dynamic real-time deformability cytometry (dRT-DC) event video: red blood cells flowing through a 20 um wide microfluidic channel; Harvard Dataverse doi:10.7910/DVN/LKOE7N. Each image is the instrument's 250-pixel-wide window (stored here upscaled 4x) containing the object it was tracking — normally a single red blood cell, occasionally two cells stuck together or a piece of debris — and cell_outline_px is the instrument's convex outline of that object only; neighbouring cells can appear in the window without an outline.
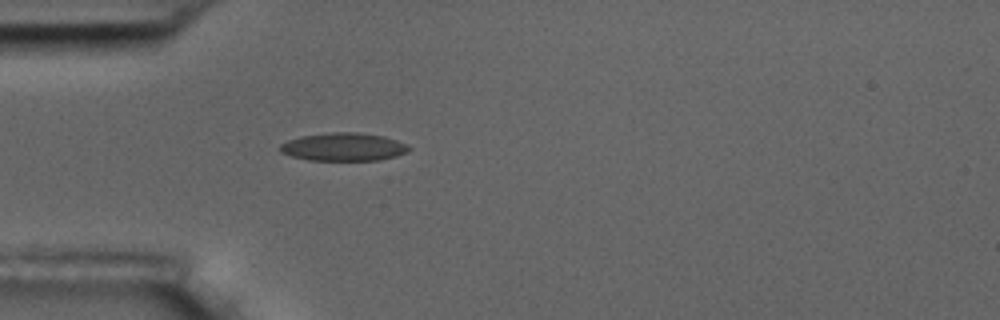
{"species": "common noctule bat (a hibernating species)", "species_latin": "Nyctalus noctula", "temperature_condition": "room temperature", "stored_images_in_passage": 1, "camera_frame_rate_fps": 3000, "um_per_image_px": 0.085, "animal": {"sex": "male", "body_mass_g": 17.5, "forearm_length_mm": 52.3}, "frame": {"image": 1, "passage_image": 1, "time_ms": 0.0, "image_size_px": [1000, 320], "cell_outline_px": [[412, 148], [408, 152], [396, 156], [380, 160], [308, 160], [292, 156], [280, 152], [280, 144], [288, 140], [300, 136], [332, 132], [356, 132], [384, 136], [408, 144]], "centroid_in_image_um": [29.23, 12.48], "position_along_channel_um": 55.8, "area_um2": 21.15}}